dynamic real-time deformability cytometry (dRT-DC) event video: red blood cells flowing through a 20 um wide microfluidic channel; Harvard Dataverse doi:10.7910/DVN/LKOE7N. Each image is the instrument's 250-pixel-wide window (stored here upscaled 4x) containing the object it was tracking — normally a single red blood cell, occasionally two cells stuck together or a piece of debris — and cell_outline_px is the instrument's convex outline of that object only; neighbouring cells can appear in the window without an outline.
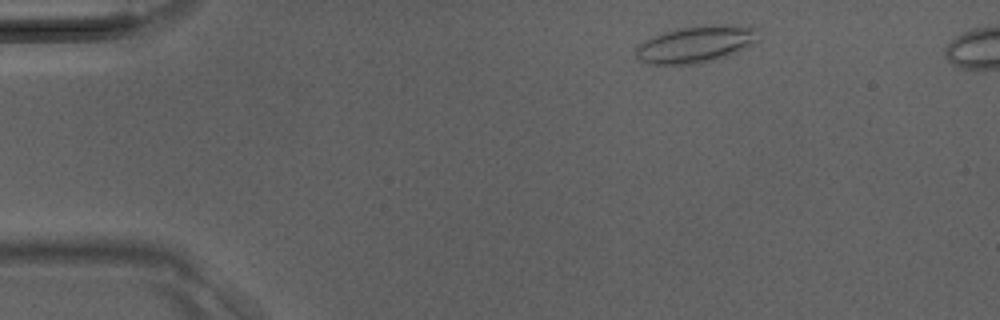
{"species": "Egyptian fruit bat (a non-hibernating species)", "species_latin": "Rousettus aegyptiacus", "temperature_condition": "room temperature", "stored_images_in_passage": 34, "camera_frame_rate_fps": 3000, "um_per_image_px": 0.085, "animal": {"sex": "male"}, "frame": {"image": 1, "passage_image": 1, "time_ms": 0.0, "image_size_px": [1000, 320], "cell_outline_px": [[760, 40], [736, 52], [712, 60], [692, 64], [652, 64], [640, 60], [636, 56], [636, 48], [644, 40], [652, 36], [664, 32], [680, 28], [712, 24], [748, 24], [760, 28]], "centroid_in_image_um": [59.25, 3.71], "position_along_channel_um": 25.8, "area_um2": 26.53}}
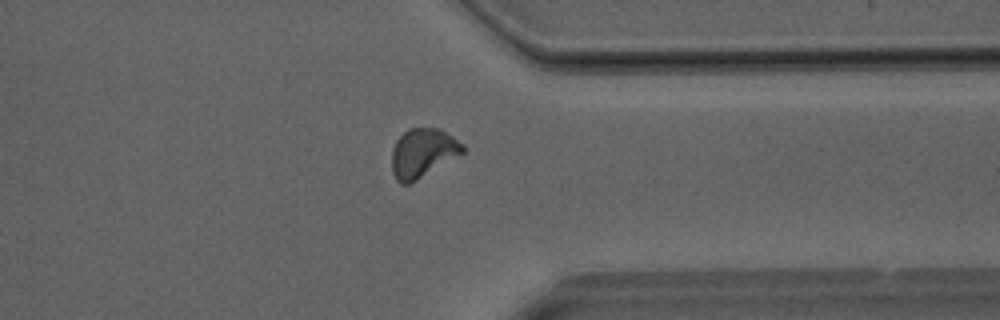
{"frame": {"image": 2, "passage_image": 26, "time_ms": 8.333, "image_size_px": [1000, 320], "cell_outline_px": [[464, 152], [416, 180], [408, 184], [400, 184], [396, 180], [392, 172], [392, 148], [396, 140], [408, 128], [440, 128], [464, 144]], "centroid_in_image_um": [35.91, 12.99], "position_along_channel_um": 375.5, "area_um2": 20.11}}
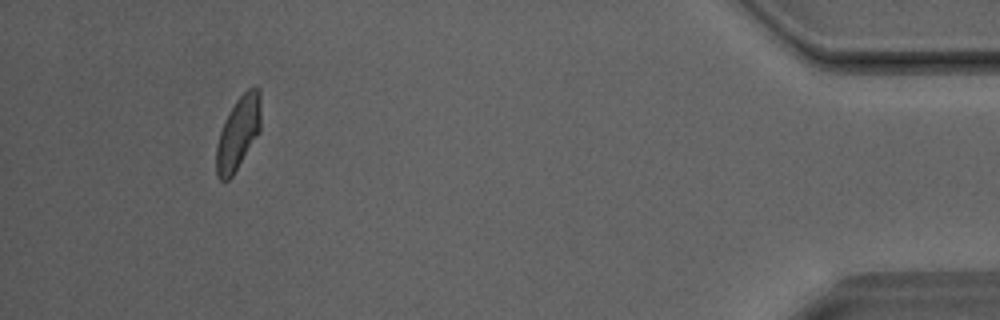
{"frame": {"image": 3, "passage_image": 32, "time_ms": 10.333, "image_size_px": [1000, 320], "cell_outline_px": [[260, 132], [232, 176], [228, 180], [220, 180], [216, 176], [216, 144], [224, 120], [236, 100], [248, 88], [256, 84], [260, 88]], "centroid_in_image_um": [20.25, 11.28], "position_along_channel_um": 415.0, "area_um2": 19.07}}